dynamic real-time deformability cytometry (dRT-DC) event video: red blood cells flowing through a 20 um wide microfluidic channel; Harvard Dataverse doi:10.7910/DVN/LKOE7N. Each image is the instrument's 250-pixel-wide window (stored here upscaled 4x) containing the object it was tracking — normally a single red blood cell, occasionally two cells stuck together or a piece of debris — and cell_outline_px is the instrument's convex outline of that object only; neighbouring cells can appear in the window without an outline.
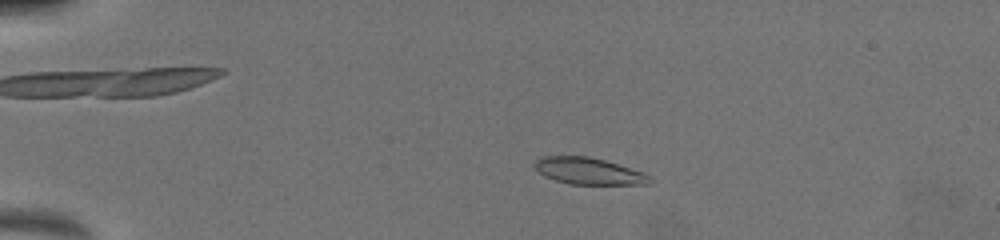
{"species": "common noctule bat (a hibernating species)", "species_latin": "Nyctalus noctula", "temperature_condition": "warm", "stored_images_in_passage": 23, "camera_frame_rate_fps": 3000, "um_per_image_px": 0.085, "animal": {"sex": "female", "body_mass_g": 19.5, "forearm_length_mm": 54.1}, "frame": {"image": 1, "passage_image": 3, "time_ms": 1.333, "image_size_px": [1000, 240], "cell_outline_px": [[652, 180], [648, 184], [568, 184], [544, 176], [532, 164], [536, 160], [544, 156], [588, 156], [604, 160], [644, 172], [652, 176]], "centroid_in_image_um": [50.05, 14.54], "position_along_channel_um": 35.0, "area_um2": 17.86}}
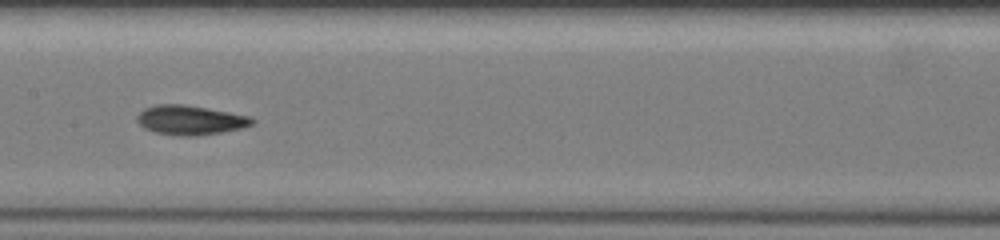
{"frame": {"image": 2, "passage_image": 12, "time_ms": 7.0, "image_size_px": [1000, 240], "cell_outline_px": [[256, 120], [252, 124], [244, 128], [196, 136], [180, 136], [156, 132], [144, 128], [136, 120], [136, 116], [144, 108], [156, 104], [184, 104], [252, 116]], "centroid_in_image_um": [16.18, 10.2], "position_along_channel_um": 191.2, "area_um2": 19.83}}
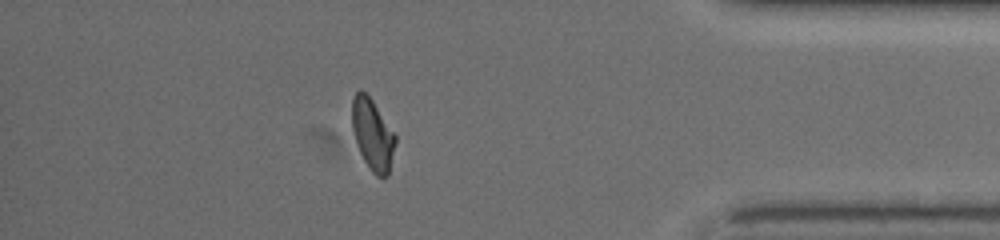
{"frame": {"image": 3, "passage_image": 20, "time_ms": 13.0, "image_size_px": [1000, 240], "cell_outline_px": [[396, 144], [388, 176], [376, 176], [372, 172], [364, 160], [360, 152], [352, 128], [352, 100], [356, 92], [360, 88], [372, 100], [396, 136]], "centroid_in_image_um": [31.67, 11.44], "position_along_channel_um": 403.5, "area_um2": 17.74}, "authors_computed_cell_mechanics": {"area_um2": 18.3804, "velocity_mm_per_s": 4.0274, "shape_relaxation_time_tau1_ms": 8.7614, "shape_relaxation_time_tau2_ms": 3.2826, "deformation_change_tau1": 0.2091, "deformation_change_tau2": 0.1031}}